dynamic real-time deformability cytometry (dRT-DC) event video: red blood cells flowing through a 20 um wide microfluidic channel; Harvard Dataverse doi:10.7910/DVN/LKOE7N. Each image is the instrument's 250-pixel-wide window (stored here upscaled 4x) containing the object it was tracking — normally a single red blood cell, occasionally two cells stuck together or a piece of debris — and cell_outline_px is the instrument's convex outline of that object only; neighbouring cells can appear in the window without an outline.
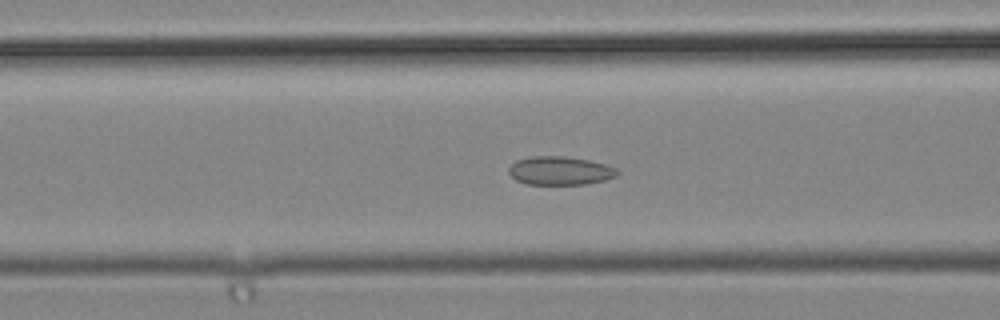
{"species": "common noctule bat (a hibernating species)", "species_latin": "Nyctalus noctula", "temperature_condition": "cold", "stored_images_in_passage": 49, "camera_frame_rate_fps": 3000, "um_per_image_px": 0.085, "animal": {"sex": "male", "body_mass_g": 19.2, "forearm_length_mm": 51.8}, "frame": {"image": 1, "passage_image": 20, "time_ms": 6.333, "image_size_px": [1000, 320], "cell_outline_px": [[620, 172], [616, 176], [604, 180], [584, 184], [524, 184], [516, 180], [508, 172], [508, 168], [516, 160], [532, 156], [564, 156], [588, 160], [604, 164], [616, 168]], "centroid_in_image_um": [47.58, 14.51], "position_along_channel_um": 119.0, "area_um2": 17.98}}
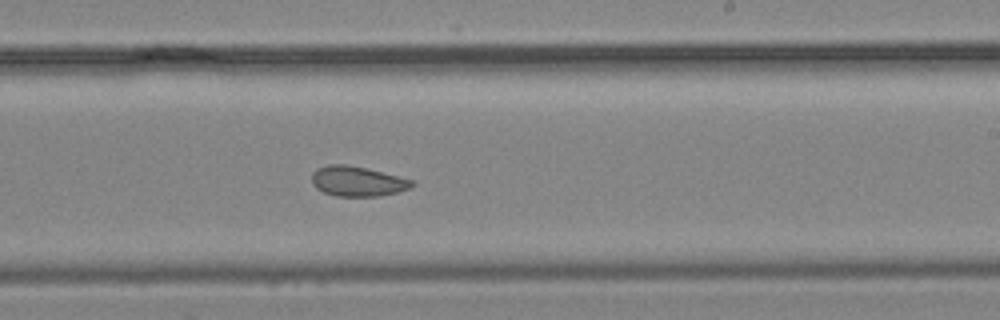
{"frame": {"image": 2, "passage_image": 30, "time_ms": 9.667, "image_size_px": [1000, 320], "cell_outline_px": [[416, 184], [412, 188], [380, 196], [336, 196], [324, 192], [316, 188], [312, 184], [312, 172], [316, 168], [328, 164], [344, 164], [368, 168], [412, 180]], "centroid_in_image_um": [30.37, 15.4], "position_along_channel_um": 258.6, "area_um2": 17.63}}
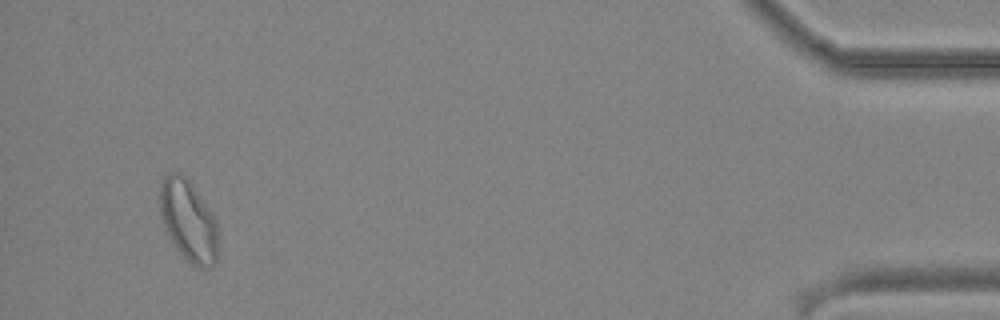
{"frame": {"image": 3, "passage_image": 47, "time_ms": 15.333, "image_size_px": [1000, 320], "cell_outline_px": [[216, 260], [212, 264], [204, 268], [200, 268], [192, 264], [176, 248], [168, 236], [160, 216], [160, 184], [164, 176], [168, 172], [180, 172], [188, 180], [208, 208], [216, 220]], "centroid_in_image_um": [15.96, 18.73], "position_along_channel_um": 419.2, "area_um2": 26.99}}